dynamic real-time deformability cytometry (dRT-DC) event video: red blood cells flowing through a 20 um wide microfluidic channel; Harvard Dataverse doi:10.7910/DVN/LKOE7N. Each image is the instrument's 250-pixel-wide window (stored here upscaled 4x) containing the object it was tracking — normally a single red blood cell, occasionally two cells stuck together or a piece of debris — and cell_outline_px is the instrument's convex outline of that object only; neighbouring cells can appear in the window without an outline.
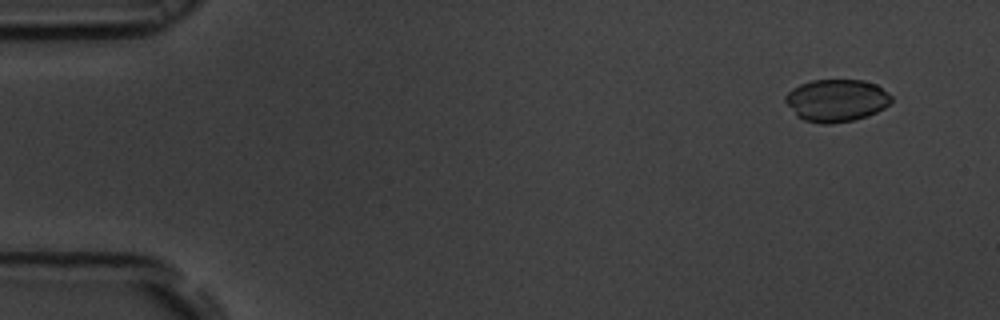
{"species": "common noctule bat (a hibernating species)", "species_latin": "Nyctalus noctula", "temperature_condition": "room temperature", "stored_images_in_passage": 52, "camera_frame_rate_fps": 3000, "um_per_image_px": 0.085, "animal": {"sex": "male", "body_mass_g": 19.5, "forearm_length_mm": 54.6}, "frame": {"image": 1, "passage_image": 1, "time_ms": 0.0, "image_size_px": [1000, 320], "cell_outline_px": [[892, 100], [884, 108], [868, 116], [852, 120], [832, 124], [820, 124], [804, 120], [796, 116], [784, 100], [784, 96], [792, 88], [800, 84], [812, 80], [864, 80], [876, 84], [888, 92], [892, 96]], "centroid_in_image_um": [71.09, 8.54], "position_along_channel_um": 13.9, "area_um2": 26.36}}
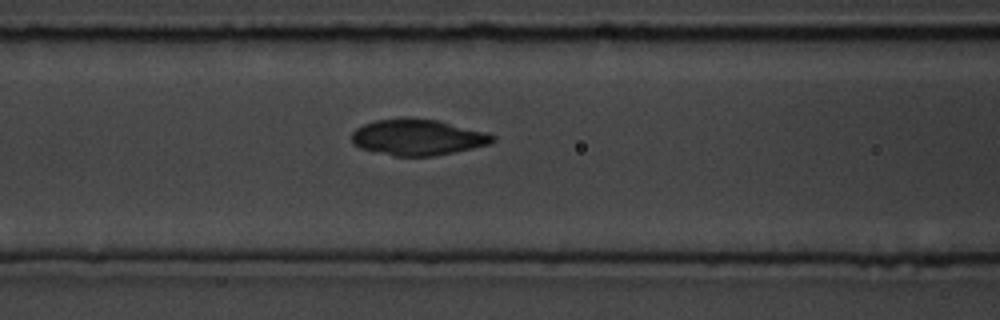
{"frame": {"image": 2, "passage_image": 20, "time_ms": 6.333, "image_size_px": [1000, 320], "cell_outline_px": [[496, 140], [488, 144], [472, 148], [432, 156], [396, 156], [360, 148], [352, 144], [352, 132], [356, 128], [364, 124], [376, 120], [400, 116], [408, 116], [436, 120], [488, 132], [496, 136]], "centroid_in_image_um": [35.49, 11.64], "position_along_channel_um": 131.1, "area_um2": 29.82}}
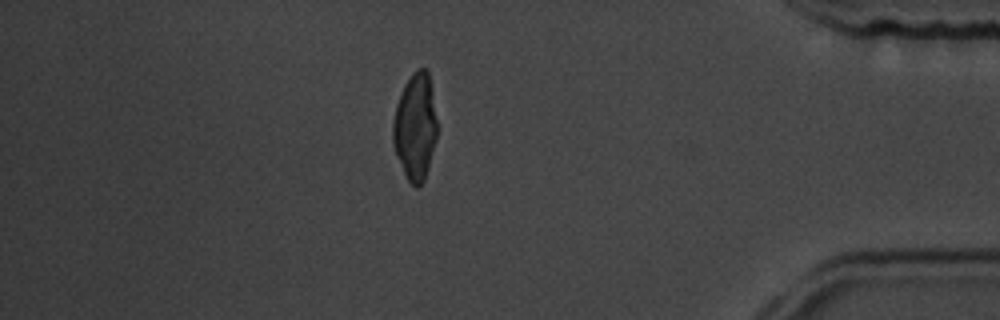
{"frame": {"image": 3, "passage_image": 45, "time_ms": 14.667, "image_size_px": [1000, 320], "cell_outline_px": [[436, 140], [428, 168], [424, 180], [416, 188], [408, 180], [396, 156], [392, 144], [392, 120], [396, 104], [404, 84], [412, 72], [420, 68], [428, 68], [432, 92], [436, 120]], "centroid_in_image_um": [35.27, 10.75], "position_along_channel_um": 399.9, "area_um2": 27.57}, "authors_computed_cell_mechanics": {"area_um2": 28.8133, "velocity_mm_per_s": 3.6782, "shape_relaxation_time_tau1_ms": 6.967, "shape_relaxation_time_tau2_ms": 1.1243, "deformation_change_tau1": 0.1799, "deformation_change_tau2": 0.0289}}